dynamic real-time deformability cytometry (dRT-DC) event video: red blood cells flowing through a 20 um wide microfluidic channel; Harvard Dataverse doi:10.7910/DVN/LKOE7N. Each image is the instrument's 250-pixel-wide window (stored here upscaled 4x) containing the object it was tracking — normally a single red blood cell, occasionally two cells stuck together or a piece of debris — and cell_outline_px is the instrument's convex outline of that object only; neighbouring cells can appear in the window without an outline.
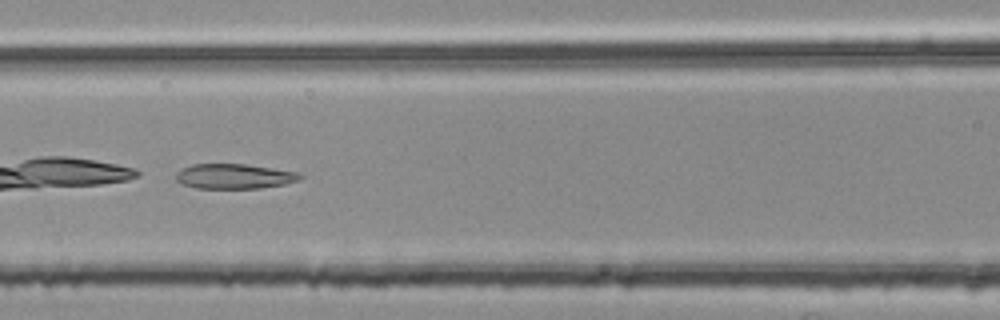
{"species": "common noctule bat (a hibernating species)", "species_latin": "Nyctalus noctula", "temperature_condition": "room temperature", "stored_images_in_passage": 42, "camera_frame_rate_fps": 3000, "um_per_image_px": 0.085, "animal": {"sex": "female", "body_mass_g": 25.1}, "frame": {"image": 1, "passage_image": 14, "time_ms": 4.333, "image_size_px": [1000, 320], "cell_outline_px": [[304, 176], [300, 180], [284, 184], [260, 188], [196, 188], [184, 184], [176, 180], [176, 172], [192, 164], [244, 164], [300, 172]], "centroid_in_image_um": [19.95, 14.98], "position_along_channel_um": 146.6, "area_um2": 17.98}}
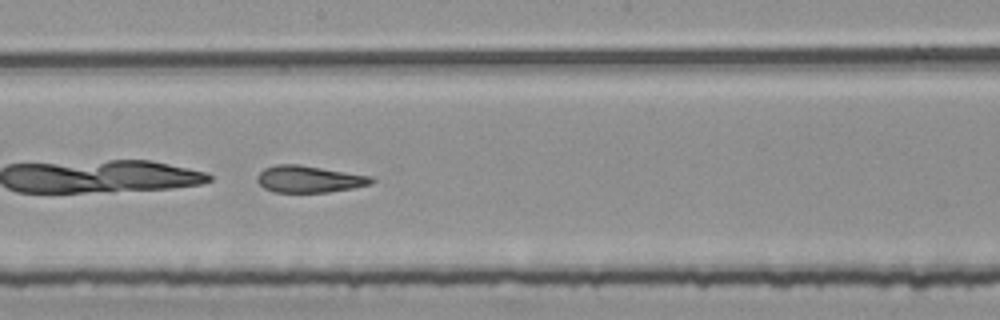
{"frame": {"image": 2, "passage_image": 20, "time_ms": 6.333, "image_size_px": [1000, 320], "cell_outline_px": [[376, 180], [372, 184], [352, 188], [328, 192], [272, 192], [264, 188], [256, 180], [256, 176], [264, 168], [276, 164], [296, 164], [372, 176]], "centroid_in_image_um": [26.26, 15.23], "position_along_channel_um": 221.9, "area_um2": 17.86}}
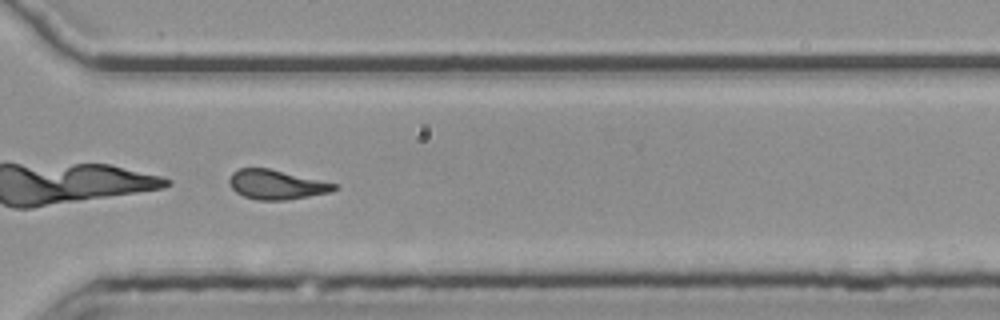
{"frame": {"image": 3, "passage_image": 30, "time_ms": 9.667, "image_size_px": [1000, 320], "cell_outline_px": [[340, 188], [332, 192], [288, 200], [256, 200], [244, 196], [236, 192], [232, 188], [228, 180], [232, 172], [240, 168], [268, 168], [340, 184]], "centroid_in_image_um": [23.55, 15.69], "position_along_channel_um": 347.0, "area_um2": 18.26}, "authors_computed_cell_mechanics": {"area_um2": 19.5075, "velocity_mm_per_s": 3.7609, "shape_relaxation_time_tau1_ms": 1.9248, "shape_relaxation_time_tau2_ms": 3.2601, "deformation_change_tau1": 0.2743, "deformation_change_tau2": 0.1301}}